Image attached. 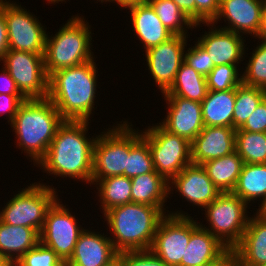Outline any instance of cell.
<instances>
[{"instance_id": "obj_3", "label": "cell", "mask_w": 266, "mask_h": 266, "mask_svg": "<svg viewBox=\"0 0 266 266\" xmlns=\"http://www.w3.org/2000/svg\"><path fill=\"white\" fill-rule=\"evenodd\" d=\"M165 208L134 202L107 210L103 215L113 236L118 253L151 248L160 221L167 215ZM165 213V214H164Z\"/></svg>"}, {"instance_id": "obj_19", "label": "cell", "mask_w": 266, "mask_h": 266, "mask_svg": "<svg viewBox=\"0 0 266 266\" xmlns=\"http://www.w3.org/2000/svg\"><path fill=\"white\" fill-rule=\"evenodd\" d=\"M193 219L190 216V239L181 266H212L219 263L230 250Z\"/></svg>"}, {"instance_id": "obj_43", "label": "cell", "mask_w": 266, "mask_h": 266, "mask_svg": "<svg viewBox=\"0 0 266 266\" xmlns=\"http://www.w3.org/2000/svg\"><path fill=\"white\" fill-rule=\"evenodd\" d=\"M2 68L3 70L0 73V85H3L2 88L0 86V94L23 95L18 89L16 82L12 79L9 72L4 67Z\"/></svg>"}, {"instance_id": "obj_6", "label": "cell", "mask_w": 266, "mask_h": 266, "mask_svg": "<svg viewBox=\"0 0 266 266\" xmlns=\"http://www.w3.org/2000/svg\"><path fill=\"white\" fill-rule=\"evenodd\" d=\"M247 208L248 204L233 192H221L204 208L210 227L199 225L232 251L241 242L248 225Z\"/></svg>"}, {"instance_id": "obj_7", "label": "cell", "mask_w": 266, "mask_h": 266, "mask_svg": "<svg viewBox=\"0 0 266 266\" xmlns=\"http://www.w3.org/2000/svg\"><path fill=\"white\" fill-rule=\"evenodd\" d=\"M46 184L34 183L9 200L0 211V220L13 226L34 228L39 234L48 209L58 199L56 189Z\"/></svg>"}, {"instance_id": "obj_29", "label": "cell", "mask_w": 266, "mask_h": 266, "mask_svg": "<svg viewBox=\"0 0 266 266\" xmlns=\"http://www.w3.org/2000/svg\"><path fill=\"white\" fill-rule=\"evenodd\" d=\"M232 192L248 205L257 198L262 204L266 199V164L244 163Z\"/></svg>"}, {"instance_id": "obj_28", "label": "cell", "mask_w": 266, "mask_h": 266, "mask_svg": "<svg viewBox=\"0 0 266 266\" xmlns=\"http://www.w3.org/2000/svg\"><path fill=\"white\" fill-rule=\"evenodd\" d=\"M208 93L206 77L183 62L176 74L175 81L164 97H182L202 102Z\"/></svg>"}, {"instance_id": "obj_42", "label": "cell", "mask_w": 266, "mask_h": 266, "mask_svg": "<svg viewBox=\"0 0 266 266\" xmlns=\"http://www.w3.org/2000/svg\"><path fill=\"white\" fill-rule=\"evenodd\" d=\"M27 98L24 95H9L0 94V113H8V122L12 123L19 106L26 101Z\"/></svg>"}, {"instance_id": "obj_23", "label": "cell", "mask_w": 266, "mask_h": 266, "mask_svg": "<svg viewBox=\"0 0 266 266\" xmlns=\"http://www.w3.org/2000/svg\"><path fill=\"white\" fill-rule=\"evenodd\" d=\"M130 10L131 24L145 51L168 41L174 34L169 31L158 18L149 3L133 4Z\"/></svg>"}, {"instance_id": "obj_4", "label": "cell", "mask_w": 266, "mask_h": 266, "mask_svg": "<svg viewBox=\"0 0 266 266\" xmlns=\"http://www.w3.org/2000/svg\"><path fill=\"white\" fill-rule=\"evenodd\" d=\"M64 122L55 105L48 99H27L18 108L11 128L17 146L31 157L35 165L46 155L58 127Z\"/></svg>"}, {"instance_id": "obj_33", "label": "cell", "mask_w": 266, "mask_h": 266, "mask_svg": "<svg viewBox=\"0 0 266 266\" xmlns=\"http://www.w3.org/2000/svg\"><path fill=\"white\" fill-rule=\"evenodd\" d=\"M148 3L162 24L174 35L188 36L186 28L200 26L188 18L172 0H149Z\"/></svg>"}, {"instance_id": "obj_37", "label": "cell", "mask_w": 266, "mask_h": 266, "mask_svg": "<svg viewBox=\"0 0 266 266\" xmlns=\"http://www.w3.org/2000/svg\"><path fill=\"white\" fill-rule=\"evenodd\" d=\"M14 266H65V263L51 248L39 242L17 260Z\"/></svg>"}, {"instance_id": "obj_27", "label": "cell", "mask_w": 266, "mask_h": 266, "mask_svg": "<svg viewBox=\"0 0 266 266\" xmlns=\"http://www.w3.org/2000/svg\"><path fill=\"white\" fill-rule=\"evenodd\" d=\"M243 164V159L234 151L201 165L220 192H232L238 182Z\"/></svg>"}, {"instance_id": "obj_9", "label": "cell", "mask_w": 266, "mask_h": 266, "mask_svg": "<svg viewBox=\"0 0 266 266\" xmlns=\"http://www.w3.org/2000/svg\"><path fill=\"white\" fill-rule=\"evenodd\" d=\"M148 143L155 171L170 182L186 166L192 164L191 142L165 130L160 124L142 132Z\"/></svg>"}, {"instance_id": "obj_49", "label": "cell", "mask_w": 266, "mask_h": 266, "mask_svg": "<svg viewBox=\"0 0 266 266\" xmlns=\"http://www.w3.org/2000/svg\"><path fill=\"white\" fill-rule=\"evenodd\" d=\"M256 213L262 218L266 219V199L261 205H259V208L257 209Z\"/></svg>"}, {"instance_id": "obj_34", "label": "cell", "mask_w": 266, "mask_h": 266, "mask_svg": "<svg viewBox=\"0 0 266 266\" xmlns=\"http://www.w3.org/2000/svg\"><path fill=\"white\" fill-rule=\"evenodd\" d=\"M263 99L264 93L262 88L251 87L241 83L236 88L233 128H241Z\"/></svg>"}, {"instance_id": "obj_53", "label": "cell", "mask_w": 266, "mask_h": 266, "mask_svg": "<svg viewBox=\"0 0 266 266\" xmlns=\"http://www.w3.org/2000/svg\"><path fill=\"white\" fill-rule=\"evenodd\" d=\"M263 93H264V100L266 101V87L263 88Z\"/></svg>"}, {"instance_id": "obj_39", "label": "cell", "mask_w": 266, "mask_h": 266, "mask_svg": "<svg viewBox=\"0 0 266 266\" xmlns=\"http://www.w3.org/2000/svg\"><path fill=\"white\" fill-rule=\"evenodd\" d=\"M195 43L185 52L184 62L206 77L215 66L205 49L198 42Z\"/></svg>"}, {"instance_id": "obj_48", "label": "cell", "mask_w": 266, "mask_h": 266, "mask_svg": "<svg viewBox=\"0 0 266 266\" xmlns=\"http://www.w3.org/2000/svg\"><path fill=\"white\" fill-rule=\"evenodd\" d=\"M149 0H118V4L121 8H125L133 4L148 3Z\"/></svg>"}, {"instance_id": "obj_31", "label": "cell", "mask_w": 266, "mask_h": 266, "mask_svg": "<svg viewBox=\"0 0 266 266\" xmlns=\"http://www.w3.org/2000/svg\"><path fill=\"white\" fill-rule=\"evenodd\" d=\"M130 125V152L127 157L125 176L130 179L138 175L156 172L148 143L142 138V132Z\"/></svg>"}, {"instance_id": "obj_20", "label": "cell", "mask_w": 266, "mask_h": 266, "mask_svg": "<svg viewBox=\"0 0 266 266\" xmlns=\"http://www.w3.org/2000/svg\"><path fill=\"white\" fill-rule=\"evenodd\" d=\"M85 230L80 234L74 252L65 266H112L118 252L109 237Z\"/></svg>"}, {"instance_id": "obj_25", "label": "cell", "mask_w": 266, "mask_h": 266, "mask_svg": "<svg viewBox=\"0 0 266 266\" xmlns=\"http://www.w3.org/2000/svg\"><path fill=\"white\" fill-rule=\"evenodd\" d=\"M236 88L227 91H210L201 102L204 126L233 128Z\"/></svg>"}, {"instance_id": "obj_13", "label": "cell", "mask_w": 266, "mask_h": 266, "mask_svg": "<svg viewBox=\"0 0 266 266\" xmlns=\"http://www.w3.org/2000/svg\"><path fill=\"white\" fill-rule=\"evenodd\" d=\"M189 239L190 215L181 211L167 212L158 225L150 249L168 266H181Z\"/></svg>"}, {"instance_id": "obj_47", "label": "cell", "mask_w": 266, "mask_h": 266, "mask_svg": "<svg viewBox=\"0 0 266 266\" xmlns=\"http://www.w3.org/2000/svg\"><path fill=\"white\" fill-rule=\"evenodd\" d=\"M212 266H234V257L230 251L219 263Z\"/></svg>"}, {"instance_id": "obj_40", "label": "cell", "mask_w": 266, "mask_h": 266, "mask_svg": "<svg viewBox=\"0 0 266 266\" xmlns=\"http://www.w3.org/2000/svg\"><path fill=\"white\" fill-rule=\"evenodd\" d=\"M221 0H195V24L212 22L219 13Z\"/></svg>"}, {"instance_id": "obj_2", "label": "cell", "mask_w": 266, "mask_h": 266, "mask_svg": "<svg viewBox=\"0 0 266 266\" xmlns=\"http://www.w3.org/2000/svg\"><path fill=\"white\" fill-rule=\"evenodd\" d=\"M95 60L60 69L48 80L47 98L64 120L89 121L94 107L98 69Z\"/></svg>"}, {"instance_id": "obj_14", "label": "cell", "mask_w": 266, "mask_h": 266, "mask_svg": "<svg viewBox=\"0 0 266 266\" xmlns=\"http://www.w3.org/2000/svg\"><path fill=\"white\" fill-rule=\"evenodd\" d=\"M187 38L174 35L168 41L145 51L148 70L162 94L173 85L176 74L184 62Z\"/></svg>"}, {"instance_id": "obj_15", "label": "cell", "mask_w": 266, "mask_h": 266, "mask_svg": "<svg viewBox=\"0 0 266 266\" xmlns=\"http://www.w3.org/2000/svg\"><path fill=\"white\" fill-rule=\"evenodd\" d=\"M168 113L159 124L168 132L192 142L204 128L201 103L182 97H164Z\"/></svg>"}, {"instance_id": "obj_44", "label": "cell", "mask_w": 266, "mask_h": 266, "mask_svg": "<svg viewBox=\"0 0 266 266\" xmlns=\"http://www.w3.org/2000/svg\"><path fill=\"white\" fill-rule=\"evenodd\" d=\"M9 51L8 32L4 12L0 9V60Z\"/></svg>"}, {"instance_id": "obj_50", "label": "cell", "mask_w": 266, "mask_h": 266, "mask_svg": "<svg viewBox=\"0 0 266 266\" xmlns=\"http://www.w3.org/2000/svg\"><path fill=\"white\" fill-rule=\"evenodd\" d=\"M0 266H14V264L0 253Z\"/></svg>"}, {"instance_id": "obj_24", "label": "cell", "mask_w": 266, "mask_h": 266, "mask_svg": "<svg viewBox=\"0 0 266 266\" xmlns=\"http://www.w3.org/2000/svg\"><path fill=\"white\" fill-rule=\"evenodd\" d=\"M40 242V234L31 227L13 226L0 220V253L13 264Z\"/></svg>"}, {"instance_id": "obj_51", "label": "cell", "mask_w": 266, "mask_h": 266, "mask_svg": "<svg viewBox=\"0 0 266 266\" xmlns=\"http://www.w3.org/2000/svg\"><path fill=\"white\" fill-rule=\"evenodd\" d=\"M48 1L50 4H55V3H59L61 1V3L64 1L66 2L65 0H46Z\"/></svg>"}, {"instance_id": "obj_35", "label": "cell", "mask_w": 266, "mask_h": 266, "mask_svg": "<svg viewBox=\"0 0 266 266\" xmlns=\"http://www.w3.org/2000/svg\"><path fill=\"white\" fill-rule=\"evenodd\" d=\"M248 59L242 74V83L251 87H266V41L262 40Z\"/></svg>"}, {"instance_id": "obj_16", "label": "cell", "mask_w": 266, "mask_h": 266, "mask_svg": "<svg viewBox=\"0 0 266 266\" xmlns=\"http://www.w3.org/2000/svg\"><path fill=\"white\" fill-rule=\"evenodd\" d=\"M210 27L209 31L198 38V43L205 49L214 66L217 65H237L243 61L245 56V39L243 34L234 33L233 31L216 28L211 22H206ZM212 26V27H211ZM215 26V27H214Z\"/></svg>"}, {"instance_id": "obj_52", "label": "cell", "mask_w": 266, "mask_h": 266, "mask_svg": "<svg viewBox=\"0 0 266 266\" xmlns=\"http://www.w3.org/2000/svg\"><path fill=\"white\" fill-rule=\"evenodd\" d=\"M98 1V0H97ZM101 1V3H103V2H106L107 3V1L108 2H115V3H117V5H118V0H99V2Z\"/></svg>"}, {"instance_id": "obj_46", "label": "cell", "mask_w": 266, "mask_h": 266, "mask_svg": "<svg viewBox=\"0 0 266 266\" xmlns=\"http://www.w3.org/2000/svg\"><path fill=\"white\" fill-rule=\"evenodd\" d=\"M256 37L259 40L266 41V2H265V4L263 5V8H262L261 24H260L259 31H258L257 35L255 36V39H256Z\"/></svg>"}, {"instance_id": "obj_36", "label": "cell", "mask_w": 266, "mask_h": 266, "mask_svg": "<svg viewBox=\"0 0 266 266\" xmlns=\"http://www.w3.org/2000/svg\"><path fill=\"white\" fill-rule=\"evenodd\" d=\"M238 65H217L206 76L208 90L227 91L237 88L242 83V75L239 74Z\"/></svg>"}, {"instance_id": "obj_30", "label": "cell", "mask_w": 266, "mask_h": 266, "mask_svg": "<svg viewBox=\"0 0 266 266\" xmlns=\"http://www.w3.org/2000/svg\"><path fill=\"white\" fill-rule=\"evenodd\" d=\"M95 184L99 185L96 189H98L102 213L113 207L131 202L132 184L129 177L124 175L110 176L98 180Z\"/></svg>"}, {"instance_id": "obj_21", "label": "cell", "mask_w": 266, "mask_h": 266, "mask_svg": "<svg viewBox=\"0 0 266 266\" xmlns=\"http://www.w3.org/2000/svg\"><path fill=\"white\" fill-rule=\"evenodd\" d=\"M236 129L223 126H204L191 142L192 164L217 159L235 151Z\"/></svg>"}, {"instance_id": "obj_17", "label": "cell", "mask_w": 266, "mask_h": 266, "mask_svg": "<svg viewBox=\"0 0 266 266\" xmlns=\"http://www.w3.org/2000/svg\"><path fill=\"white\" fill-rule=\"evenodd\" d=\"M174 188L187 202L200 208H205L221 193L202 165L196 164L186 166L169 182V191Z\"/></svg>"}, {"instance_id": "obj_45", "label": "cell", "mask_w": 266, "mask_h": 266, "mask_svg": "<svg viewBox=\"0 0 266 266\" xmlns=\"http://www.w3.org/2000/svg\"><path fill=\"white\" fill-rule=\"evenodd\" d=\"M195 23V0H172Z\"/></svg>"}, {"instance_id": "obj_8", "label": "cell", "mask_w": 266, "mask_h": 266, "mask_svg": "<svg viewBox=\"0 0 266 266\" xmlns=\"http://www.w3.org/2000/svg\"><path fill=\"white\" fill-rule=\"evenodd\" d=\"M130 123L123 121L97 135L93 146L91 185L110 176H125L130 152Z\"/></svg>"}, {"instance_id": "obj_5", "label": "cell", "mask_w": 266, "mask_h": 266, "mask_svg": "<svg viewBox=\"0 0 266 266\" xmlns=\"http://www.w3.org/2000/svg\"><path fill=\"white\" fill-rule=\"evenodd\" d=\"M59 31L46 35L44 63L48 77L55 71L93 60L92 33L84 17L72 16ZM50 36V37H49Z\"/></svg>"}, {"instance_id": "obj_26", "label": "cell", "mask_w": 266, "mask_h": 266, "mask_svg": "<svg viewBox=\"0 0 266 266\" xmlns=\"http://www.w3.org/2000/svg\"><path fill=\"white\" fill-rule=\"evenodd\" d=\"M131 202L164 208L170 195L169 182L157 172L131 178Z\"/></svg>"}, {"instance_id": "obj_22", "label": "cell", "mask_w": 266, "mask_h": 266, "mask_svg": "<svg viewBox=\"0 0 266 266\" xmlns=\"http://www.w3.org/2000/svg\"><path fill=\"white\" fill-rule=\"evenodd\" d=\"M231 252L234 266H262L266 263V219L254 213L241 242Z\"/></svg>"}, {"instance_id": "obj_41", "label": "cell", "mask_w": 266, "mask_h": 266, "mask_svg": "<svg viewBox=\"0 0 266 266\" xmlns=\"http://www.w3.org/2000/svg\"><path fill=\"white\" fill-rule=\"evenodd\" d=\"M240 129L250 132H266V101L264 99Z\"/></svg>"}, {"instance_id": "obj_32", "label": "cell", "mask_w": 266, "mask_h": 266, "mask_svg": "<svg viewBox=\"0 0 266 266\" xmlns=\"http://www.w3.org/2000/svg\"><path fill=\"white\" fill-rule=\"evenodd\" d=\"M235 151L244 163L266 164V132L236 129Z\"/></svg>"}, {"instance_id": "obj_10", "label": "cell", "mask_w": 266, "mask_h": 266, "mask_svg": "<svg viewBox=\"0 0 266 266\" xmlns=\"http://www.w3.org/2000/svg\"><path fill=\"white\" fill-rule=\"evenodd\" d=\"M23 8L16 2L0 0V9L6 19L9 50L44 54L47 31L36 16Z\"/></svg>"}, {"instance_id": "obj_1", "label": "cell", "mask_w": 266, "mask_h": 266, "mask_svg": "<svg viewBox=\"0 0 266 266\" xmlns=\"http://www.w3.org/2000/svg\"><path fill=\"white\" fill-rule=\"evenodd\" d=\"M88 121L64 120L58 127L46 155L38 162L45 171L59 177L74 178L91 184L93 146L96 136L89 138ZM87 131V132H86ZM84 180V181H83Z\"/></svg>"}, {"instance_id": "obj_38", "label": "cell", "mask_w": 266, "mask_h": 266, "mask_svg": "<svg viewBox=\"0 0 266 266\" xmlns=\"http://www.w3.org/2000/svg\"><path fill=\"white\" fill-rule=\"evenodd\" d=\"M119 266H168L151 249L118 253Z\"/></svg>"}, {"instance_id": "obj_18", "label": "cell", "mask_w": 266, "mask_h": 266, "mask_svg": "<svg viewBox=\"0 0 266 266\" xmlns=\"http://www.w3.org/2000/svg\"><path fill=\"white\" fill-rule=\"evenodd\" d=\"M266 0H221L218 15L211 22L214 25L221 18L228 21L222 29L234 33L256 36L261 24V12Z\"/></svg>"}, {"instance_id": "obj_11", "label": "cell", "mask_w": 266, "mask_h": 266, "mask_svg": "<svg viewBox=\"0 0 266 266\" xmlns=\"http://www.w3.org/2000/svg\"><path fill=\"white\" fill-rule=\"evenodd\" d=\"M0 61L27 99L47 98L49 77L45 71L44 54L9 50Z\"/></svg>"}, {"instance_id": "obj_12", "label": "cell", "mask_w": 266, "mask_h": 266, "mask_svg": "<svg viewBox=\"0 0 266 266\" xmlns=\"http://www.w3.org/2000/svg\"><path fill=\"white\" fill-rule=\"evenodd\" d=\"M59 200L57 199L47 211L40 232V242L51 248L66 263L72 256L84 228L77 224L75 215L73 216Z\"/></svg>"}]
</instances>
